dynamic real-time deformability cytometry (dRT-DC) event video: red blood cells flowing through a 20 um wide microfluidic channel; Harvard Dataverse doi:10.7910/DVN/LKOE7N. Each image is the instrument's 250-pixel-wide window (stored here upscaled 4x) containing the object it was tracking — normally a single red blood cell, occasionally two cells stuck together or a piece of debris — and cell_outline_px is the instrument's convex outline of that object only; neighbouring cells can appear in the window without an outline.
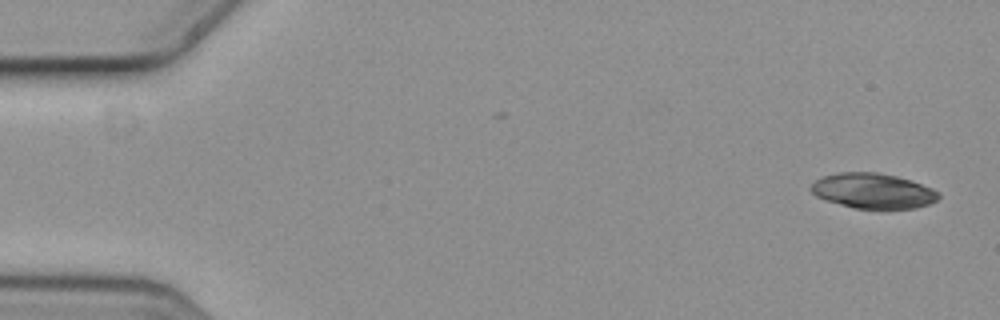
{"species": "common noctule bat (a hibernating species)", "species_latin": "Nyctalus noctula", "temperature_condition": "cold", "stored_images_in_passage": 6, "camera_frame_rate_fps": 3000, "um_per_image_px": 0.085, "animal": {"sex": "female", "body_mass_g": 19.3, "forearm_length_mm": 54.1}, "frame": {"image": 1, "passage_image": 1, "time_ms": 0.0, "image_size_px": [1000, 320], "cell_outline_px": [[940, 196], [936, 200], [928, 204], [916, 208], [856, 208], [840, 204], [816, 196], [812, 192], [812, 184], [816, 180], [824, 176], [840, 172], [876, 172], [896, 176], [932, 188], [940, 192]], "centroid_in_image_um": [74.23, 16.22], "position_along_channel_um": 10.8, "area_um2": 25.66}}